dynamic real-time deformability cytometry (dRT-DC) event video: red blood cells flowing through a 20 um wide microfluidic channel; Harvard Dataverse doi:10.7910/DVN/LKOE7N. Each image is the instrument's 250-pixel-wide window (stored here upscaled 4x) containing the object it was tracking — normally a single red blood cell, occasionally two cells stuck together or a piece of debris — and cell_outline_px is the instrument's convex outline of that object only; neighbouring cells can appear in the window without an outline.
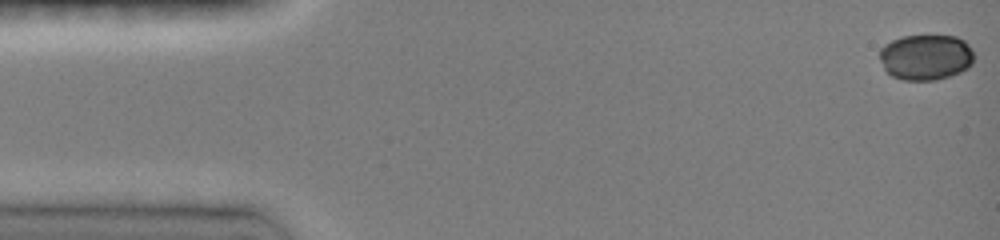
{"species": "common noctule bat (a hibernating species)", "species_latin": "Nyctalus noctula", "temperature_condition": "room temperature", "stored_images_in_passage": 43, "camera_frame_rate_fps": 3000, "um_per_image_px": 0.085, "animal": {"sex": "female", "body_mass_g": 19.0, "forearm_length_mm": 51.5}, "frame": {"image": 1, "passage_image": 1, "time_ms": 0.0, "image_size_px": [1000, 240], "cell_outline_px": [[972, 64], [968, 68], [960, 72], [936, 80], [900, 80], [892, 76], [884, 68], [880, 60], [880, 48], [884, 44], [892, 40], [904, 36], [956, 36], [964, 40], [968, 44], [972, 52]], "centroid_in_image_um": [78.67, 4.86], "position_along_channel_um": 6.3, "area_um2": 25.09}}
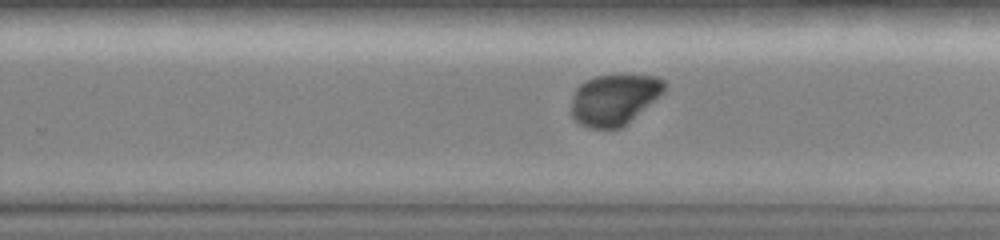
{"frame": {"image": 2, "passage_image": 30, "time_ms": 9.667, "image_size_px": [1000, 240], "cell_outline_px": [[668, 84], [664, 92], [620, 128], [588, 128], [580, 124], [572, 116], [572, 100], [576, 88], [584, 80], [596, 76], [624, 72], [656, 76], [664, 80]], "centroid_in_image_um": [52.23, 8.39], "position_along_channel_um": 277.6, "area_um2": 28.03}}
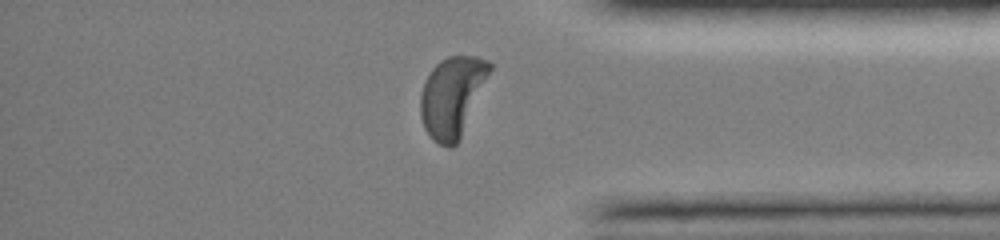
{"frame": {"image": 3, "passage_image": 39, "time_ms": 12.667, "image_size_px": [1000, 240], "cell_outline_px": [[492, 68], [460, 136], [456, 144], [448, 148], [432, 140], [424, 128], [420, 116], [420, 92], [432, 68], [440, 60], [448, 56], [476, 56], [488, 60], [492, 64]], "centroid_in_image_um": [38.41, 8.18], "position_along_channel_um": 396.8, "area_um2": 31.85}, "authors_computed_cell_mechanics": {"area_um2": 29.478, "velocity_mm_per_s": 4.1019, "shape_relaxation_time_tau1_ms": 1.8729, "shape_relaxation_time_tau2_ms": null, "deformation_change_tau1": 0.0959, "deformation_change_tau2": null}}